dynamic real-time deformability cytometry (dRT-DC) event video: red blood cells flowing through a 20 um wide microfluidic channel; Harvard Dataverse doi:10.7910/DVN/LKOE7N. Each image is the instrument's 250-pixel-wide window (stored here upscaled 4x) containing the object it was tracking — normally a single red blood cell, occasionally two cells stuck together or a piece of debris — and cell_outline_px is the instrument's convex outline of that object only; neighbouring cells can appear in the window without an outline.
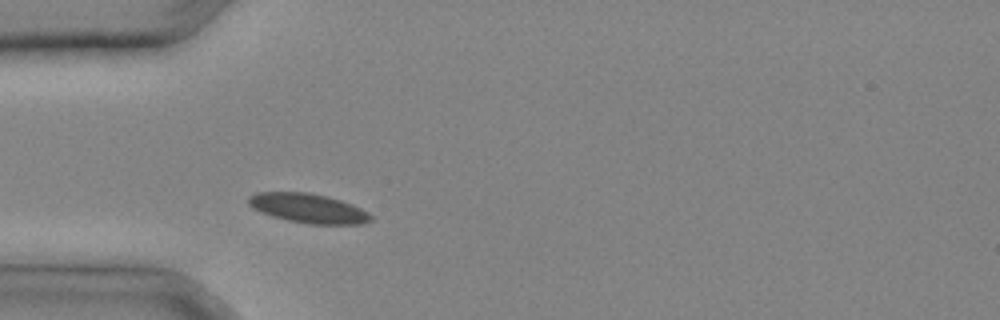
{"species": "common noctule bat (a hibernating species)", "species_latin": "Nyctalus noctula", "temperature_condition": "cold", "stored_images_in_passage": 23, "camera_frame_rate_fps": 3000, "um_per_image_px": 0.085, "animal": {"sex": "male", "body_mass_g": 20.4}, "frame": {"image": 1, "passage_image": 1, "time_ms": 0.0, "image_size_px": [1000, 320], "cell_outline_px": [[372, 220], [360, 224], [308, 224], [288, 220], [272, 216], [252, 208], [248, 204], [248, 196], [256, 192], [308, 192], [328, 196], [352, 204], [368, 212], [372, 216]], "centroid_in_image_um": [26.19, 17.69], "position_along_channel_um": 58.8, "area_um2": 20.98}}
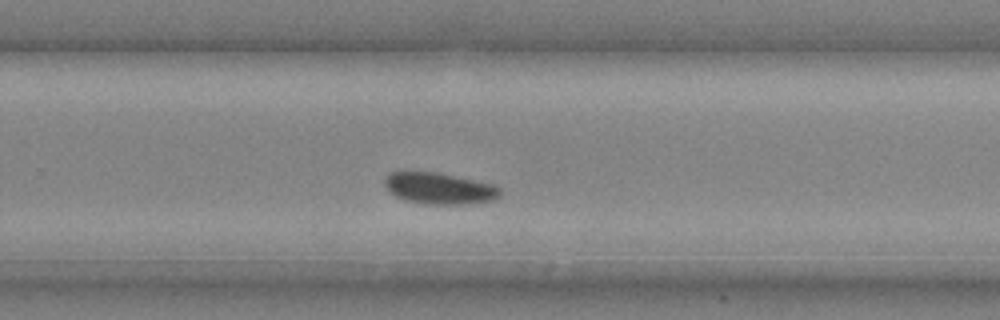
{"frame": {"image": 2, "passage_image": 13, "time_ms": 4.0, "image_size_px": [1000, 320], "cell_outline_px": [[500, 196], [492, 200], [476, 204], [424, 204], [404, 200], [396, 196], [384, 184], [384, 180], [388, 172], [436, 172], [496, 184], [500, 188]], "centroid_in_image_um": [37.39, 16.02], "position_along_channel_um": 292.4, "area_um2": 21.27}}
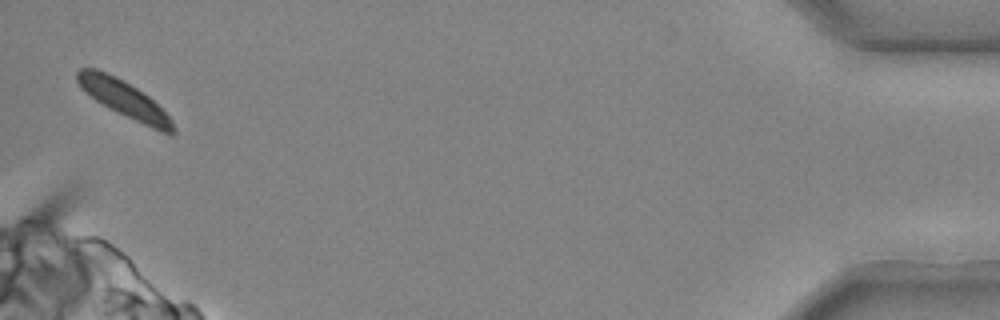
{"frame": {"image": 3, "passage_image": 23, "time_ms": 7.333, "image_size_px": [1000, 320], "cell_outline_px": [[176, 132], [172, 136], [160, 132], [96, 100], [80, 88], [76, 80], [76, 72], [80, 68], [96, 68], [116, 76], [136, 88], [148, 96], [172, 120], [176, 128]], "centroid_in_image_um": [10.55, 8.41], "position_along_channel_um": 424.6, "area_um2": 20.0}}